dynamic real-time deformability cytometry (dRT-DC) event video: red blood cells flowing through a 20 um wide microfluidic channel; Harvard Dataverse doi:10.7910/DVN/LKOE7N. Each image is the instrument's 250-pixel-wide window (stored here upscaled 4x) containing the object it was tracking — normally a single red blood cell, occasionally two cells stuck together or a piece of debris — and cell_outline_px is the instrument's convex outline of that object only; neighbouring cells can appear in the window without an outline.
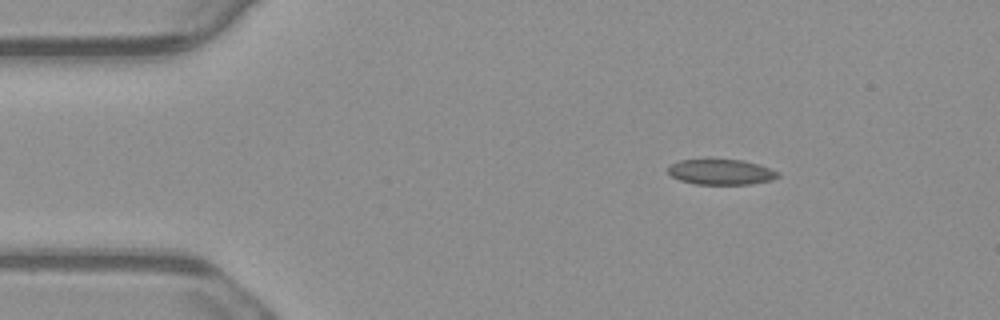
{"species": "common noctule bat (a hibernating species)", "species_latin": "Nyctalus noctula", "temperature_condition": "warm", "stored_images_in_passage": 3, "camera_frame_rate_fps": 3000, "um_per_image_px": 0.085, "animal": {"sex": "male", "body_mass_g": 23.1, "forearm_length_mm": 52.7}, "frame": {"image": 1, "passage_image": 1, "time_ms": 0.0, "image_size_px": [1000, 320], "cell_outline_px": [[780, 176], [772, 180], [752, 184], [696, 184], [680, 180], [672, 176], [668, 172], [668, 168], [672, 164], [680, 160], [712, 156], [744, 160], [780, 172]], "centroid_in_image_um": [61.27, 14.57], "position_along_channel_um": 23.7, "area_um2": 16.99}}